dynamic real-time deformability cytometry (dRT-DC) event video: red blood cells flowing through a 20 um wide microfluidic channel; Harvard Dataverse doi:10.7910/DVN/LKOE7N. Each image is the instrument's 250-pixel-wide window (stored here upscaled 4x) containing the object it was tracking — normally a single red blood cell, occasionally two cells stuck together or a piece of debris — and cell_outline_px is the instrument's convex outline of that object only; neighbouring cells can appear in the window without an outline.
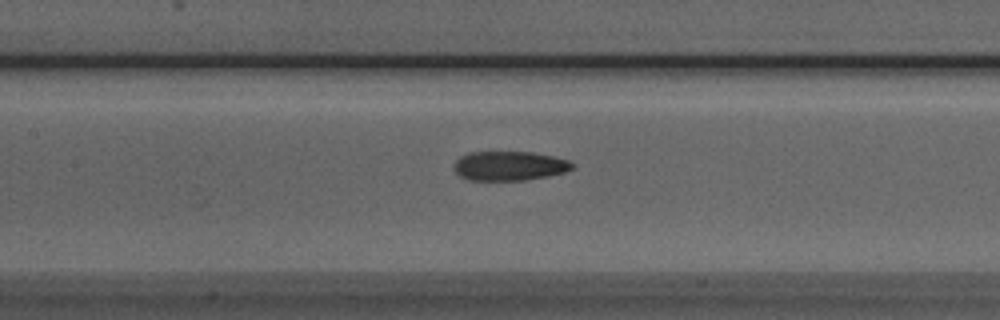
{"species": "Egyptian fruit bat (a non-hibernating species)", "species_latin": "Rousettus aegyptiacus", "temperature_condition": "room temperature", "stored_images_in_passage": 35, "camera_frame_rate_fps": 3000, "um_per_image_px": 0.085, "animal": {"sex": "male"}, "frame": {"image": 1, "passage_image": 10, "time_ms": 3.0, "image_size_px": [1000, 320], "cell_outline_px": [[576, 168], [564, 172], [548, 176], [524, 180], [468, 180], [460, 176], [452, 168], [456, 160], [460, 156], [468, 152], [532, 152], [552, 156], [568, 160], [576, 164]], "centroid_in_image_um": [43.3, 14.1], "position_along_channel_um": 164.1, "area_um2": 20.4}}
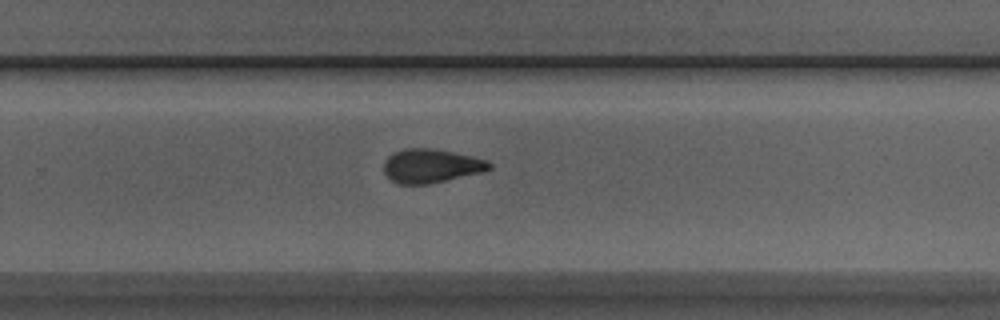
{"frame": {"image": 2, "passage_image": 20, "time_ms": 6.333, "image_size_px": [1000, 320], "cell_outline_px": [[492, 168], [484, 172], [428, 184], [400, 184], [392, 180], [384, 172], [384, 160], [392, 152], [404, 148], [432, 148], [472, 156], [488, 160], [492, 164]], "centroid_in_image_um": [36.65, 14.09], "position_along_channel_um": 293.1, "area_um2": 20.92}}
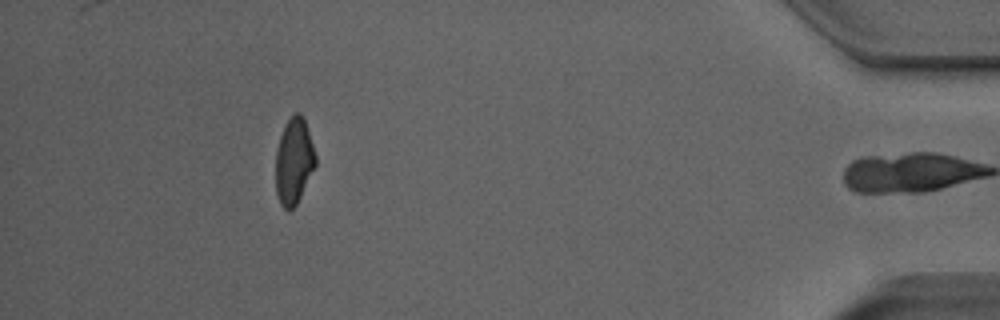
{"frame": {"image": 3, "passage_image": 34, "time_ms": 11.0, "image_size_px": [1000, 320], "cell_outline_px": [[316, 164], [296, 204], [288, 212], [280, 204], [276, 192], [276, 152], [280, 136], [288, 120], [296, 112], [300, 112], [304, 120], [316, 156]], "centroid_in_image_um": [24.97, 13.72], "position_along_channel_um": 410.2, "area_um2": 19.54}, "authors_computed_cell_mechanics": {"area_um2": 21.1548, "velocity_mm_per_s": 3.8895, "shape_relaxation_time_tau1_ms": 7.3706, "shape_relaxation_time_tau2_ms": 3.1647, "deformation_change_tau1": 0.2009, "deformation_change_tau2": 0.1079}}